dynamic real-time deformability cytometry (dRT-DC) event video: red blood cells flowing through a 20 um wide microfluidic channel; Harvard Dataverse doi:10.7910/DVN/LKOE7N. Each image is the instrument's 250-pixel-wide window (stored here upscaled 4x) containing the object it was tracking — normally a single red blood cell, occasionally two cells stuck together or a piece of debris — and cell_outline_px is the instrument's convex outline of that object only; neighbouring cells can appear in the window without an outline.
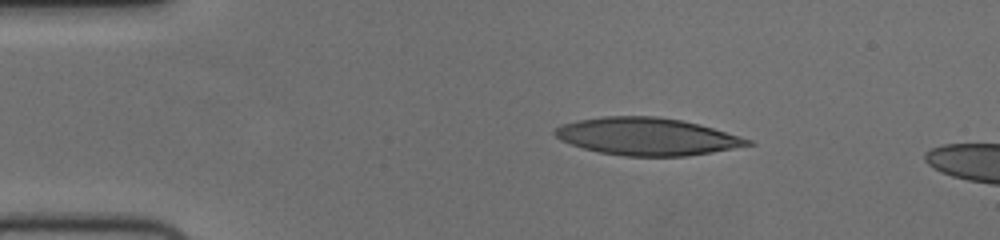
{"species": "human", "species_latin": "Homo sapiens", "temperature_condition": "cold", "stored_images_in_passage": 46, "camera_frame_rate_fps": 3000, "um_per_image_px": 0.085, "donor": {"sex": "female"}, "frame": {"image": 1, "passage_image": 1, "time_ms": 0.0, "image_size_px": [1000, 240], "cell_outline_px": [[756, 144], [688, 156], [624, 156], [600, 152], [584, 148], [560, 140], [552, 132], [560, 124], [576, 120], [604, 116], [656, 116], [680, 120], [700, 124], [752, 140]], "centroid_in_image_um": [54.98, 11.6], "position_along_channel_um": 30.0, "area_um2": 41.96}}
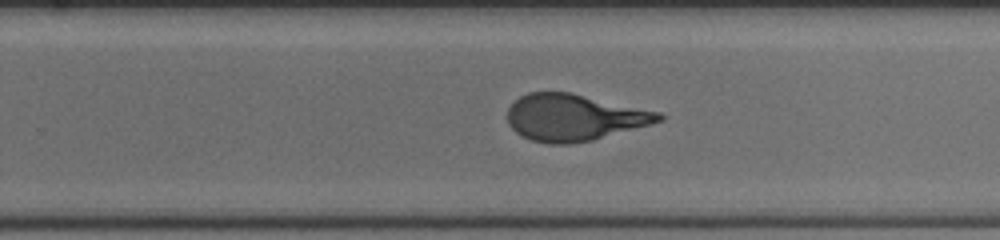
{"frame": {"image": 2, "passage_image": 26, "time_ms": 8.333, "image_size_px": [1000, 240], "cell_outline_px": [[664, 120], [652, 124], [592, 140], [568, 144], [548, 144], [532, 140], [516, 132], [508, 124], [508, 108], [520, 96], [528, 92], [572, 92], [660, 112], [664, 116]], "centroid_in_image_um": [48.81, 9.98], "position_along_channel_um": 281.0, "area_um2": 41.1}}
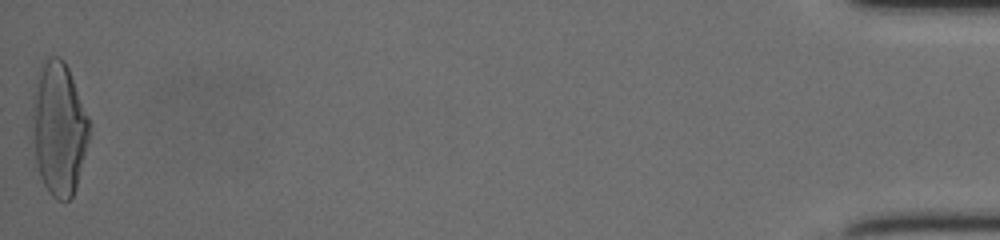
{"frame": {"image": 3, "passage_image": 46, "time_ms": 15.0, "image_size_px": [1000, 240], "cell_outline_px": [[88, 140], [76, 188], [72, 196], [68, 200], [56, 200], [48, 192], [40, 176], [36, 164], [32, 116], [32, 96], [36, 72], [40, 64], [48, 56], [60, 56], [64, 60], [68, 68], [88, 116]], "centroid_in_image_um": [4.97, 10.88], "position_along_channel_um": 430.2, "area_um2": 44.22}, "authors_computed_cell_mechanics": {"area_um2": 41.9917, "velocity_mm_per_s": 3.7351, "shape_relaxation_time_tau1_ms": 5.1049, "shape_relaxation_time_tau2_ms": 0.8912, "deformation_change_tau1": 0.2505, "deformation_change_tau2": 0.0846}}